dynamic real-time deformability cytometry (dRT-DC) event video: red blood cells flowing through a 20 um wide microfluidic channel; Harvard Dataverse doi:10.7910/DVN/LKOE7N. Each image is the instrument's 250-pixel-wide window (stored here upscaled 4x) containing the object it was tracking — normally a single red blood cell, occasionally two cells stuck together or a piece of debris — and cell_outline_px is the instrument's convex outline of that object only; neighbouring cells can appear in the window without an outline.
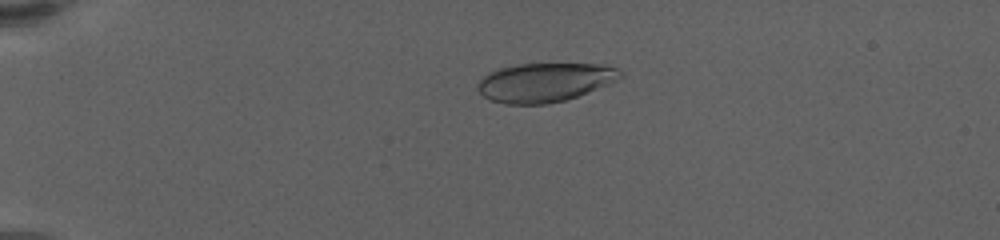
{"species": "human", "species_latin": "Homo sapiens", "temperature_condition": "warm", "stored_images_in_passage": 50, "camera_frame_rate_fps": 3000, "um_per_image_px": 0.085, "donor": {"sex": "female"}, "frame": {"image": 1, "passage_image": 3, "time_ms": 0.667, "image_size_px": [1000, 240], "cell_outline_px": [[624, 76], [608, 84], [588, 92], [564, 100], [548, 104], [504, 104], [492, 100], [484, 96], [476, 88], [476, 84], [488, 72], [496, 68], [516, 64], [604, 64], [616, 68], [624, 72]], "centroid_in_image_um": [46.29, 6.99], "position_along_channel_um": 38.7, "area_um2": 32.48}}
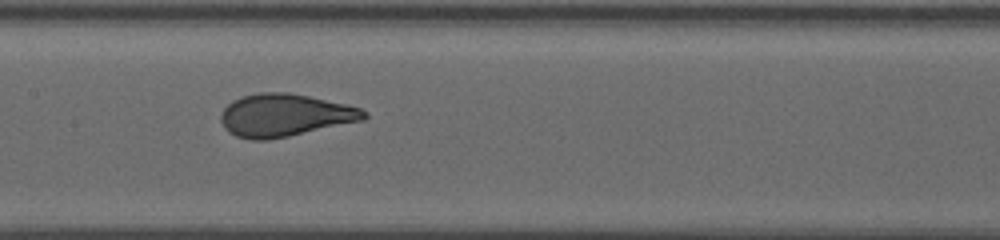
{"frame": {"image": 2, "passage_image": 21, "time_ms": 6.667, "image_size_px": [1000, 240], "cell_outline_px": [[368, 116], [364, 120], [288, 136], [268, 140], [252, 140], [236, 136], [228, 132], [224, 128], [220, 120], [220, 116], [224, 108], [232, 100], [240, 96], [260, 92], [288, 92], [348, 104], [360, 108], [368, 112]], "centroid_in_image_um": [24.19, 9.79], "position_along_channel_um": 183.2, "area_um2": 35.72}}
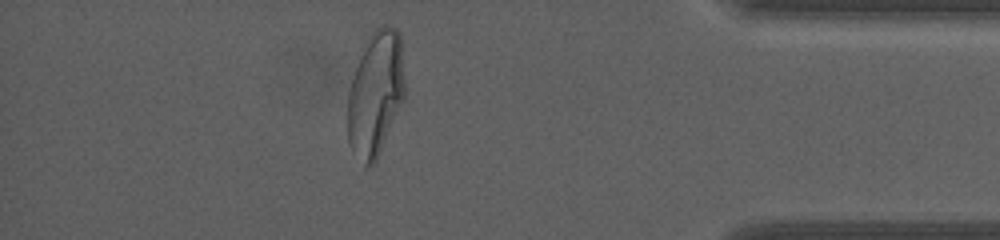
{"frame": {"image": 3, "passage_image": 43, "time_ms": 14.0, "image_size_px": [1000, 240], "cell_outline_px": [[404, 100], [376, 160], [372, 164], [364, 164], [352, 148], [348, 140], [348, 92], [360, 56], [372, 32], [380, 24], [388, 24], [396, 28], [400, 32], [404, 80]], "centroid_in_image_um": [31.94, 7.9], "position_along_channel_um": 403.3, "area_um2": 40.92}, "authors_computed_cell_mechanics": {"area_um2": 35.3158, "velocity_mm_per_s": 3.4046, "shape_relaxation_time_tau1_ms": 4.9656, "shape_relaxation_time_tau2_ms": null, "deformation_change_tau1": 0.2094, "deformation_change_tau2": null}}